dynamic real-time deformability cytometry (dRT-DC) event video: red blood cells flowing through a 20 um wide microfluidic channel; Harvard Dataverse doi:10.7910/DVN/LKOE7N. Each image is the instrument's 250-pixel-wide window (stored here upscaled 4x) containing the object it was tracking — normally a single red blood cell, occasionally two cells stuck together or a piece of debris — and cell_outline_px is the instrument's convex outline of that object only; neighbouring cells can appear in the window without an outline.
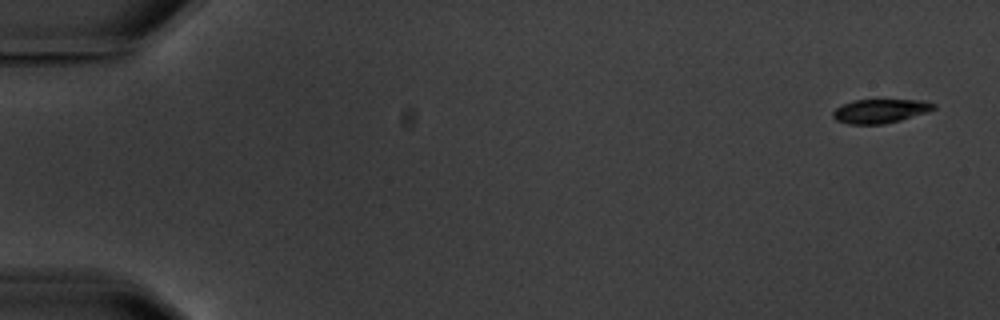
{"species": "common noctule bat (a hibernating species)", "species_latin": "Nyctalus noctula", "temperature_condition": "warm", "stored_images_in_passage": 4, "camera_frame_rate_fps": 3000, "um_per_image_px": 0.085, "animal": {"sex": "male", "body_mass_g": 20.1, "forearm_length_mm": 53.5}, "frame": {"image": 1, "passage_image": 1, "time_ms": 0.0, "image_size_px": [1000, 320], "cell_outline_px": [[936, 108], [928, 112], [900, 120], [884, 124], [848, 124], [836, 120], [832, 116], [832, 112], [840, 104], [852, 100], [924, 100], [936, 104]], "centroid_in_image_um": [74.8, 9.43], "position_along_channel_um": 10.2, "area_um2": 14.22}}